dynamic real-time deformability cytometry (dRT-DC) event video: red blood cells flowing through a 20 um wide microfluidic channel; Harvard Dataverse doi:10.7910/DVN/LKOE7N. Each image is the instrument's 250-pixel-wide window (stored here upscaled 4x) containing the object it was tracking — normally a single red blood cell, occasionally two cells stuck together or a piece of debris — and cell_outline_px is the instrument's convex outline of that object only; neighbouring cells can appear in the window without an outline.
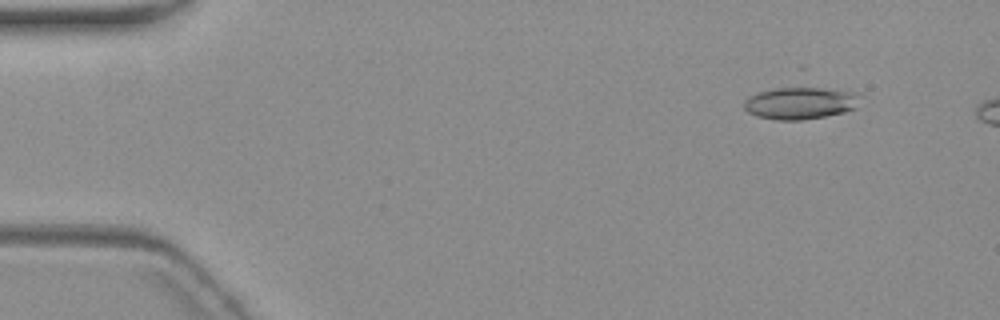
{"species": "common noctule bat (a hibernating species)", "species_latin": "Nyctalus noctula", "temperature_condition": "warm", "stored_images_in_passage": 4, "camera_frame_rate_fps": 3000, "um_per_image_px": 0.085, "animal": {"sex": "female", "body_mass_g": 19.3, "forearm_length_mm": 54.1}, "frame": {"image": 1, "passage_image": 2, "time_ms": 1.0, "image_size_px": [1000, 320], "cell_outline_px": [[860, 96], [856, 108], [844, 112], [824, 116], [800, 120], [776, 120], [756, 116], [748, 112], [744, 108], [744, 100], [748, 96], [760, 92], [776, 88], [800, 84], [804, 84], [852, 92]], "centroid_in_image_um": [68.01, 8.72], "position_along_channel_um": 17.0, "area_um2": 22.37}}